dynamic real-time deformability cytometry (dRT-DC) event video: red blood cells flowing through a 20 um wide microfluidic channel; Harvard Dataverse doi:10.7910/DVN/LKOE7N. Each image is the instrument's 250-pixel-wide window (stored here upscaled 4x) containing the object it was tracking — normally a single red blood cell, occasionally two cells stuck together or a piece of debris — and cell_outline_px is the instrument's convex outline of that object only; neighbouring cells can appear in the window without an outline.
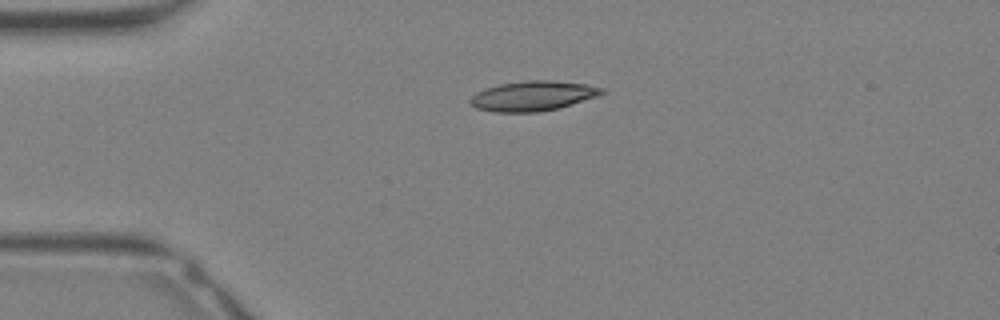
{"species": "Egyptian fruit bat (a non-hibernating species)", "species_latin": "Rousettus aegyptiacus", "temperature_condition": "warm", "stored_images_in_passage": 26, "camera_frame_rate_fps": 3000, "um_per_image_px": 0.085, "animal": {"sex": "female"}, "frame": {"image": 1, "passage_image": 1, "time_ms": 0.0, "image_size_px": [1000, 320], "cell_outline_px": [[604, 92], [600, 96], [560, 108], [536, 112], [492, 112], [476, 108], [468, 100], [476, 92], [484, 88], [500, 84], [528, 80], [552, 80], [588, 84], [604, 88]], "centroid_in_image_um": [45.32, 8.15], "position_along_channel_um": 39.7, "area_um2": 23.18}}
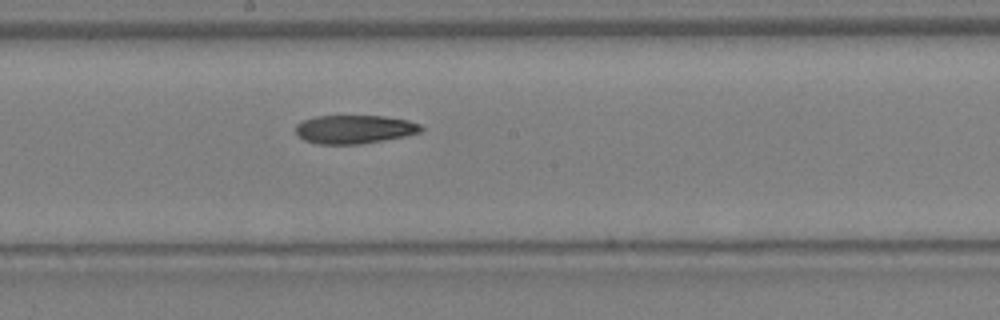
{"frame": {"image": 2, "passage_image": 11, "time_ms": 3.333, "image_size_px": [1000, 320], "cell_outline_px": [[424, 128], [420, 132], [404, 136], [360, 144], [316, 144], [304, 140], [296, 132], [296, 124], [304, 120], [316, 116], [384, 116], [408, 120], [420, 124]], "centroid_in_image_um": [30.12, 10.99], "position_along_channel_um": 218.1, "area_um2": 20.75}}
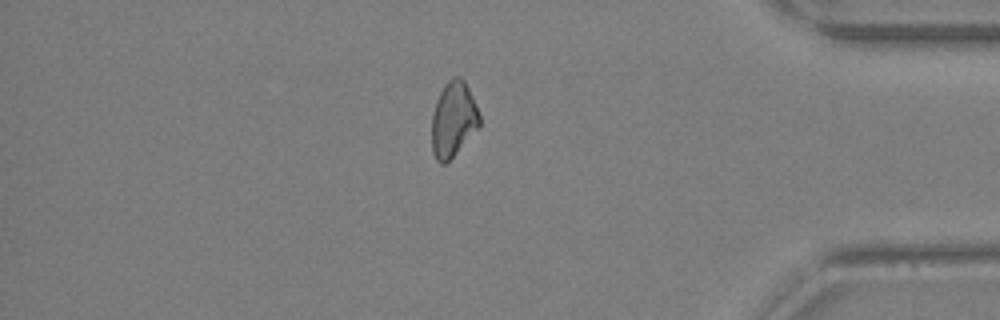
{"frame": {"image": 3, "passage_image": 21, "time_ms": 6.667, "image_size_px": [1000, 320], "cell_outline_px": [[480, 128], [444, 164], [440, 164], [436, 160], [432, 152], [432, 112], [436, 100], [444, 84], [452, 76], [460, 76], [464, 80], [472, 96], [480, 116]], "centroid_in_image_um": [38.53, 10.13], "position_along_channel_um": 396.7, "area_um2": 21.04}}